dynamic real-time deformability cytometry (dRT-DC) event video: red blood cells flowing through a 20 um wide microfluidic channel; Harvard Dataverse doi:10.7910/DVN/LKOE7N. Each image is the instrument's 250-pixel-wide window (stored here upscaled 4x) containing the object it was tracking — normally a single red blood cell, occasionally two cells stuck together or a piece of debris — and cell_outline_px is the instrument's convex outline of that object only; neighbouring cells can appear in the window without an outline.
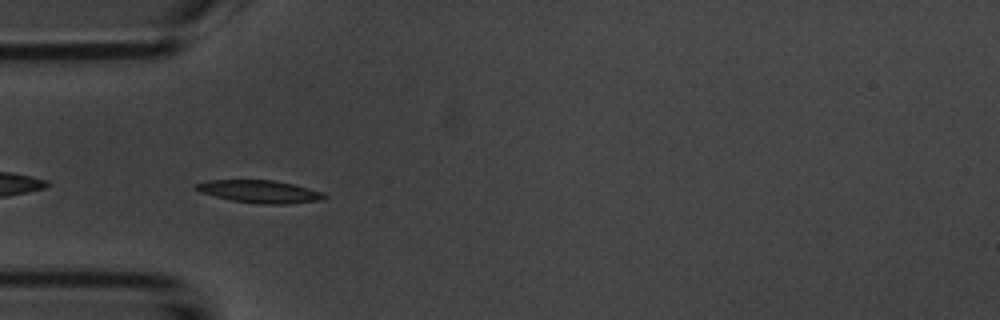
{"species": "common noctule bat (a hibernating species)", "species_latin": "Nyctalus noctula", "temperature_condition": "room temperature", "stored_images_in_passage": 40, "camera_frame_rate_fps": 3000, "um_per_image_px": 0.085, "animal": {"sex": "male", "body_mass_g": 20.1, "forearm_length_mm": 53.5}, "frame": {"image": 1, "passage_image": 2, "time_ms": 0.333, "image_size_px": [1000, 320], "cell_outline_px": [[328, 196], [320, 200], [288, 204], [260, 204], [232, 200], [200, 192], [192, 188], [192, 184], [208, 180], [272, 180], [292, 184], [324, 192]], "centroid_in_image_um": [22.04, 16.28], "position_along_channel_um": 63.0, "area_um2": 16.94}}
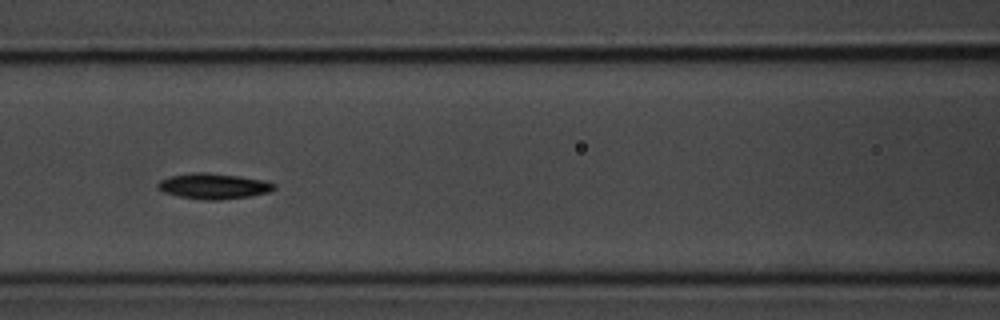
{"frame": {"image": 2, "passage_image": 9, "time_ms": 2.667, "image_size_px": [1000, 320], "cell_outline_px": [[276, 188], [268, 192], [248, 196], [220, 200], [200, 200], [180, 196], [164, 192], [156, 188], [156, 184], [160, 180], [172, 176], [192, 172], [204, 172], [240, 176], [264, 180], [276, 184]], "centroid_in_image_um": [18.14, 15.82], "position_along_channel_um": 148.5, "area_um2": 17.34}}
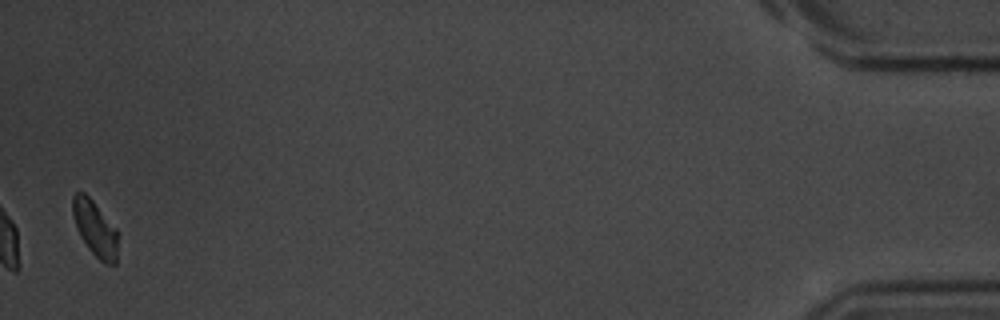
{"frame": {"image": 3, "passage_image": 39, "time_ms": 12.667, "image_size_px": [1000, 320], "cell_outline_px": [[116, 264], [104, 264], [88, 248], [80, 236], [76, 228], [72, 216], [72, 196], [76, 192], [84, 192], [92, 200], [116, 228]], "centroid_in_image_um": [8.03, 19.4], "position_along_channel_um": 427.2, "area_um2": 14.45}, "authors_computed_cell_mechanics": {"area_um2": 16.2418, "velocity_mm_per_s": 3.6938, "shape_relaxation_time_tau1_ms": 2.4374, "shape_relaxation_time_tau2_ms": null, "deformation_change_tau1": 0.0829, "deformation_change_tau2": null}}